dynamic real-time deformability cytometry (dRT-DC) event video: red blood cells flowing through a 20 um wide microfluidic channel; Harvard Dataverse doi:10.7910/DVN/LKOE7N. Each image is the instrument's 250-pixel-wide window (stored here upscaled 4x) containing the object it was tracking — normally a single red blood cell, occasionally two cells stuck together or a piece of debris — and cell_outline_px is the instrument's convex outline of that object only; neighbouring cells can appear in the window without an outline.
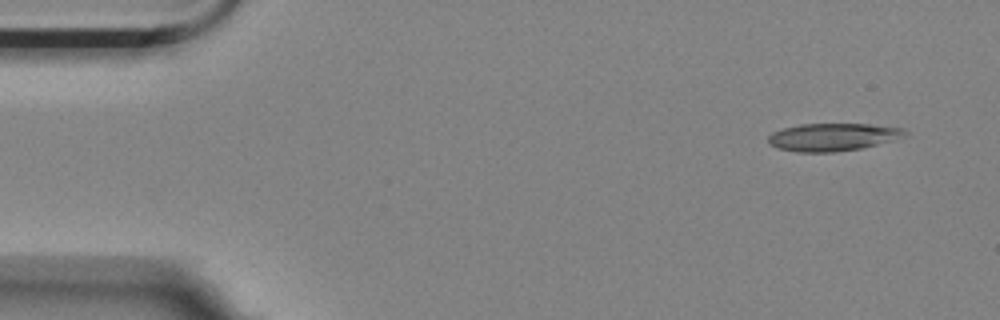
{"species": "Egyptian fruit bat (a non-hibernating species)", "species_latin": "Rousettus aegyptiacus", "temperature_condition": "room temperature", "stored_images_in_passage": 6, "camera_frame_rate_fps": 3000, "um_per_image_px": 0.085, "animal": {"sex": "female"}, "frame": {"image": 1, "passage_image": 1, "time_ms": 0.0, "image_size_px": [1000, 320], "cell_outline_px": [[908, 136], [860, 148], [832, 152], [796, 152], [776, 148], [768, 144], [768, 136], [772, 132], [784, 128], [800, 124], [868, 124], [904, 128], [908, 132]], "centroid_in_image_um": [70.77, 11.65], "position_along_channel_um": 14.2, "area_um2": 22.08}}
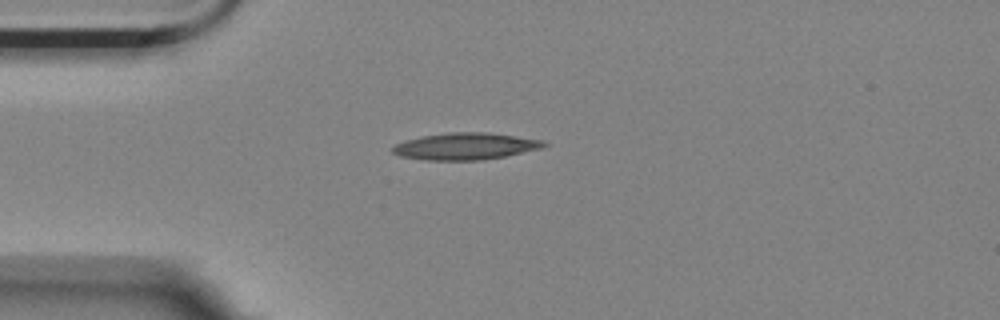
{"frame": {"image": 2, "passage_image": 4, "time_ms": 1.0, "image_size_px": [1000, 320], "cell_outline_px": [[548, 144], [540, 148], [504, 156], [480, 160], [428, 160], [400, 156], [392, 152], [392, 148], [396, 144], [404, 140], [420, 136], [448, 132], [488, 132], [544, 140]], "centroid_in_image_um": [39.53, 12.42], "position_along_channel_um": 45.5, "area_um2": 23.58}}
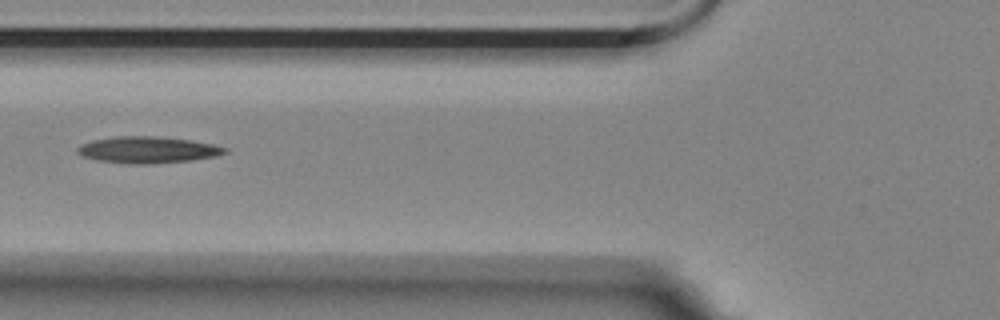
{"frame": {"image": 3, "passage_image": 6, "time_ms": 1.667, "image_size_px": [1000, 320], "cell_outline_px": [[228, 152], [216, 156], [192, 160], [152, 164], [128, 164], [96, 160], [84, 156], [76, 152], [76, 148], [92, 140], [116, 136], [156, 136], [188, 140], [212, 144], [228, 148]], "centroid_in_image_um": [12.56, 12.74], "position_along_channel_um": 113.2, "area_um2": 22.77}}